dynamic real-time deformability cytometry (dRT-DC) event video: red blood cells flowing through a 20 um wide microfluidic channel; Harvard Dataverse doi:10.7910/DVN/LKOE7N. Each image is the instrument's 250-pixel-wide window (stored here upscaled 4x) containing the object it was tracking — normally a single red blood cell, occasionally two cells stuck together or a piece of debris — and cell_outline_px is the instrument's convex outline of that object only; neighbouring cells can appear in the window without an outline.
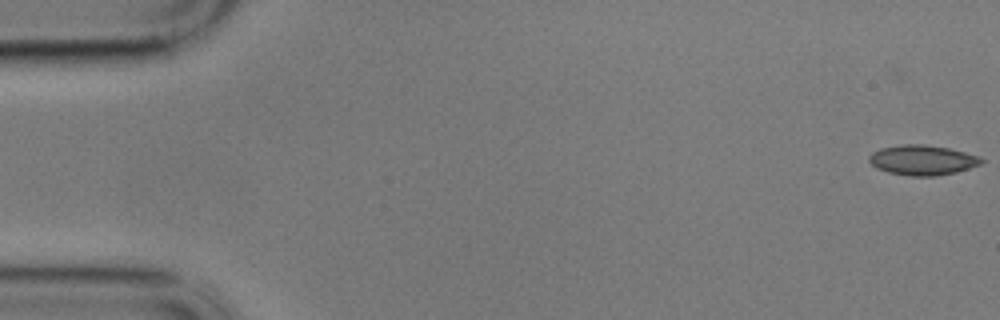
{"species": "common noctule bat (a hibernating species)", "species_latin": "Nyctalus noctula", "temperature_condition": "cold", "stored_images_in_passage": 4, "camera_frame_rate_fps": 3000, "um_per_image_px": 0.085, "animal": {"sex": "male", "body_mass_g": 17.9}, "frame": {"image": 1, "passage_image": 1, "time_ms": 0.0, "image_size_px": [1000, 320], "cell_outline_px": [[984, 160], [980, 164], [956, 172], [936, 176], [912, 176], [888, 172], [876, 168], [868, 160], [868, 156], [872, 152], [880, 148], [904, 144], [920, 144], [948, 148], [964, 152], [976, 156]], "centroid_in_image_um": [78.36, 13.61], "position_along_channel_um": 6.6, "area_um2": 19.42}}